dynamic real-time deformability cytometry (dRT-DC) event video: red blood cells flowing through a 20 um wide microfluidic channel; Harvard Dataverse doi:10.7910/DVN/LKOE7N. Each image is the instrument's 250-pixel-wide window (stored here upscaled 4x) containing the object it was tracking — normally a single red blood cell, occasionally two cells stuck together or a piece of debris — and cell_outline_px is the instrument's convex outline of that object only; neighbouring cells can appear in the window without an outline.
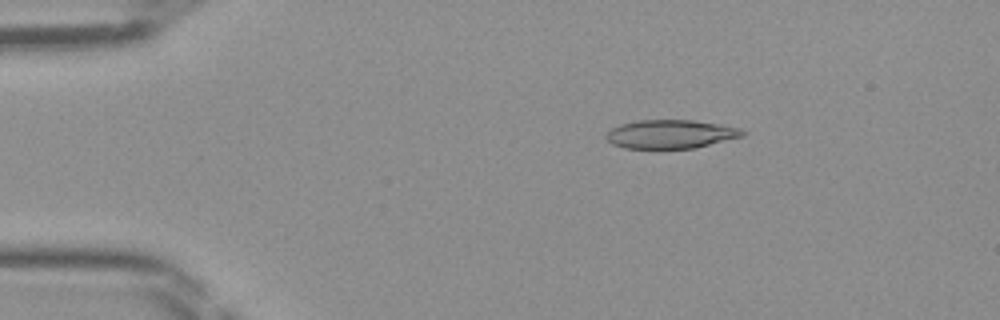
{"species": "Egyptian fruit bat (a non-hibernating species)", "species_latin": "Rousettus aegyptiacus", "temperature_condition": "room temperature", "stored_images_in_passage": 46, "camera_frame_rate_fps": 3000, "um_per_image_px": 0.085, "frame": {"image": 1, "passage_image": 8, "time_ms": 2.333, "image_size_px": [1000, 320], "cell_outline_px": [[748, 132], [744, 136], [696, 148], [624, 148], [612, 144], [604, 136], [612, 128], [620, 124], [636, 120], [692, 120], [740, 128]], "centroid_in_image_um": [57.01, 11.4], "position_along_channel_um": 28.0, "area_um2": 22.77}}
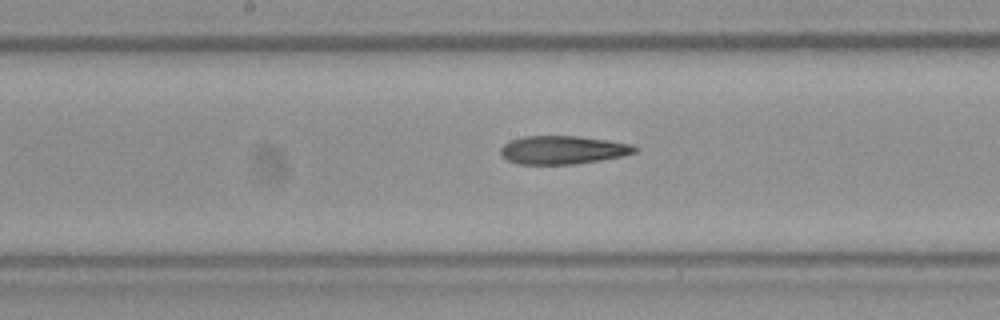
{"frame": {"image": 2, "passage_image": 24, "time_ms": 7.667, "image_size_px": [1000, 320], "cell_outline_px": [[640, 148], [636, 152], [624, 156], [576, 164], [516, 164], [500, 156], [500, 148], [504, 144], [512, 140], [524, 136], [576, 136], [608, 140], [632, 144]], "centroid_in_image_um": [47.85, 12.75], "position_along_channel_um": 200.3, "area_um2": 22.31}}
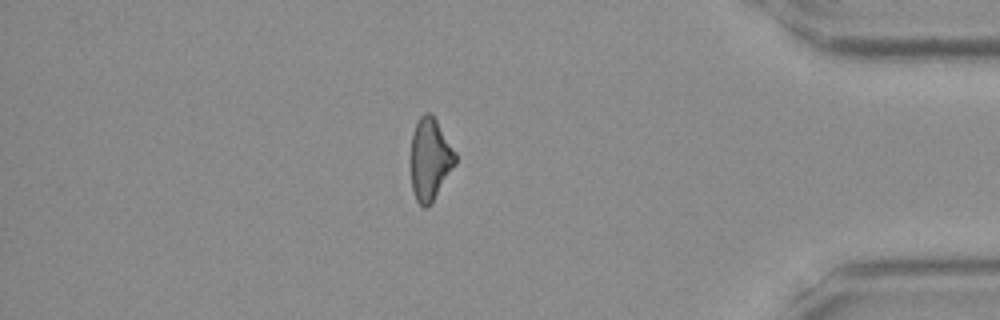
{"frame": {"image": 3, "passage_image": 40, "time_ms": 13.0, "image_size_px": [1000, 320], "cell_outline_px": [[456, 164], [428, 208], [424, 208], [416, 200], [412, 192], [412, 132], [420, 116], [424, 112], [432, 112], [456, 152]], "centroid_in_image_um": [36.57, 13.51], "position_along_channel_um": 398.6, "area_um2": 21.27}}